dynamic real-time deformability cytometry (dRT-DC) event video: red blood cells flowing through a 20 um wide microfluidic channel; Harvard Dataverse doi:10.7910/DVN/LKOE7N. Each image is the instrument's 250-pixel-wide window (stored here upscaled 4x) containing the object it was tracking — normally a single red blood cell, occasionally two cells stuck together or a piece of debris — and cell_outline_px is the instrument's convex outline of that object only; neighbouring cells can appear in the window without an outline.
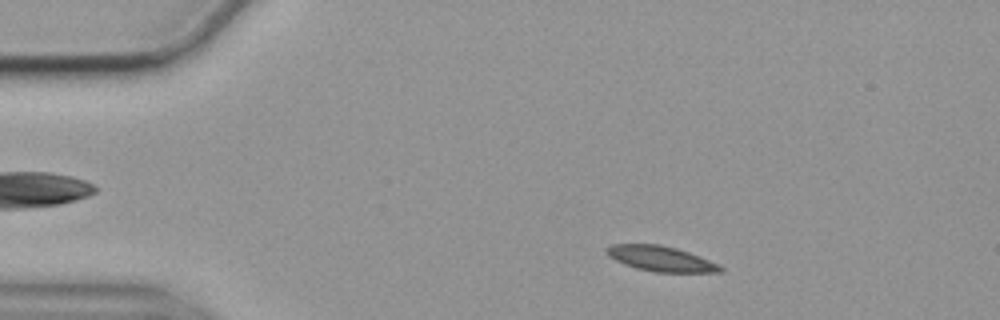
{"species": "common noctule bat (a hibernating species)", "species_latin": "Nyctalus noctula", "temperature_condition": "cold", "stored_images_in_passage": 53, "camera_frame_rate_fps": 3000, "um_per_image_px": 0.085, "animal": {"sex": "female", "body_mass_g": 19.9}, "frame": {"image": 1, "passage_image": 6, "time_ms": 1.667, "image_size_px": [1000, 320], "cell_outline_px": [[724, 272], [652, 272], [636, 268], [624, 264], [608, 256], [604, 252], [604, 248], [612, 244], [660, 244], [676, 248], [700, 256], [720, 264], [724, 268]], "centroid_in_image_um": [56.16, 21.99], "position_along_channel_um": 28.8, "area_um2": 16.94}}
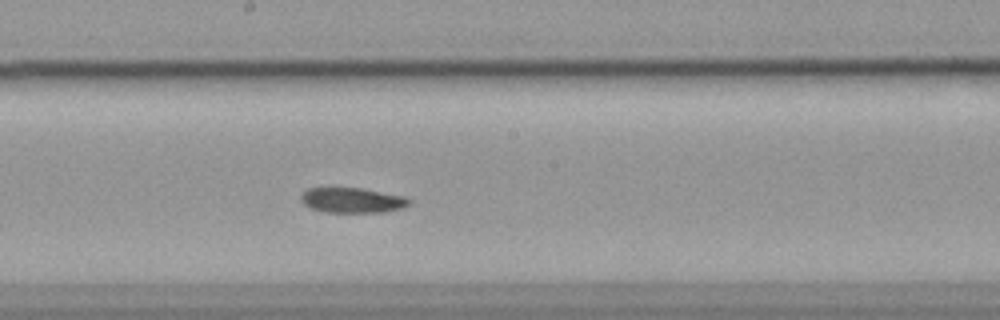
{"frame": {"image": 2, "passage_image": 27, "time_ms": 8.667, "image_size_px": [1000, 320], "cell_outline_px": [[412, 200], [404, 208], [384, 212], [324, 212], [312, 208], [304, 204], [300, 200], [300, 196], [308, 188], [360, 188], [404, 196]], "centroid_in_image_um": [29.95, 17.02], "position_along_channel_um": 218.2, "area_um2": 15.78}}
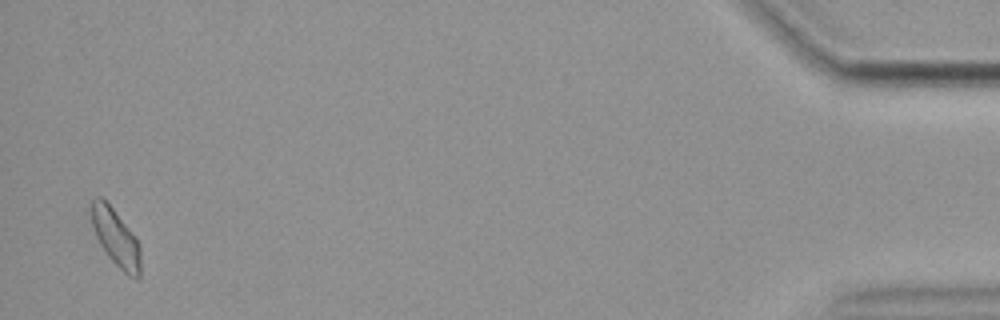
{"frame": {"image": 3, "passage_image": 52, "time_ms": 17.0, "image_size_px": [1000, 320], "cell_outline_px": [[140, 280], [136, 280], [128, 276], [108, 256], [100, 244], [92, 228], [88, 208], [92, 200], [96, 196], [100, 196], [112, 208], [136, 236], [140, 244]], "centroid_in_image_um": [9.83, 20.19], "position_along_channel_um": 425.4, "area_um2": 16.76}, "authors_computed_cell_mechanics": {"area_um2": 16.4152, "velocity_mm_per_s": 3.5145, "shape_relaxation_time_tau1_ms": 5.0817, "shape_relaxation_time_tau2_ms": null, "deformation_change_tau1": 0.1004, "deformation_change_tau2": null}}